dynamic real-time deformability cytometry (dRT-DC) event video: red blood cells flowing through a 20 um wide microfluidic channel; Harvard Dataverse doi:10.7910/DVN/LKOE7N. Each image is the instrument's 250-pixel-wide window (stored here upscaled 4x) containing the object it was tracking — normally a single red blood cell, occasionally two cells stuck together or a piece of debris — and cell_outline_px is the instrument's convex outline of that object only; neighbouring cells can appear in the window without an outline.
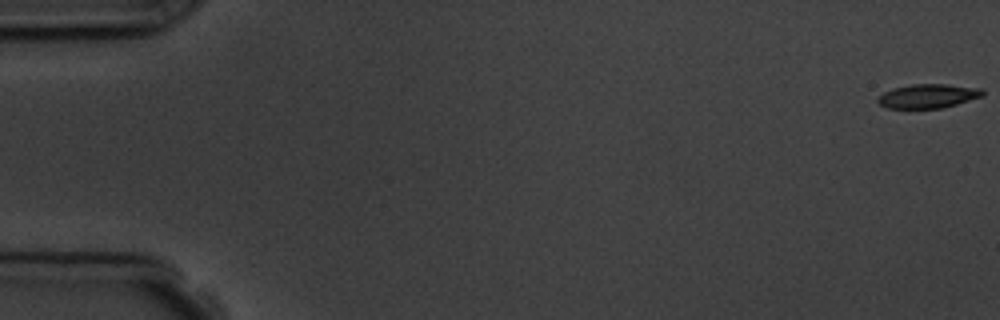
{"species": "common noctule bat (a hibernating species)", "species_latin": "Nyctalus noctula", "temperature_condition": "room temperature", "stored_images_in_passage": 3, "camera_frame_rate_fps": 3000, "um_per_image_px": 0.085, "animal": {"sex": "male", "body_mass_g": 19.5, "forearm_length_mm": 54.6}, "frame": {"image": 1, "passage_image": 1, "time_ms": 0.0, "image_size_px": [1000, 320], "cell_outline_px": [[984, 96], [956, 104], [940, 108], [888, 108], [880, 104], [876, 100], [884, 92], [892, 88], [912, 84], [948, 84], [984, 88]], "centroid_in_image_um": [78.92, 8.15], "position_along_channel_um": 6.1, "area_um2": 14.74}}